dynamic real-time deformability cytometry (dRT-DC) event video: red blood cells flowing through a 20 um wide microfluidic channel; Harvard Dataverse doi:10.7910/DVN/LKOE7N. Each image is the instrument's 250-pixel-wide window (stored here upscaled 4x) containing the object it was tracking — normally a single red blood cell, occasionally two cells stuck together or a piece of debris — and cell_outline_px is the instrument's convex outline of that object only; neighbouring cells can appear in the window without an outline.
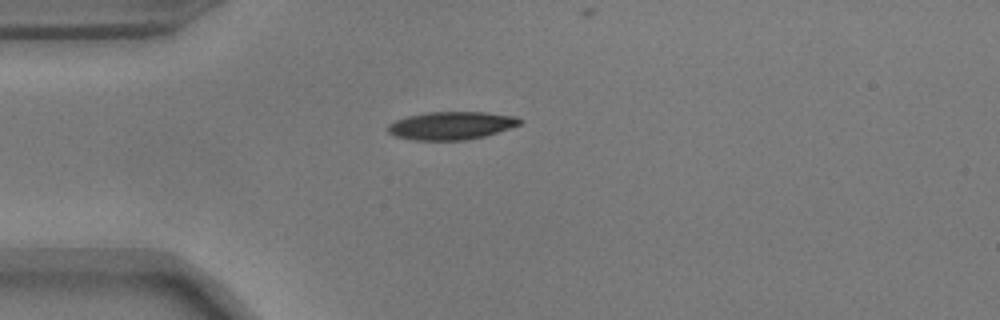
{"species": "common noctule bat (a hibernating species)", "species_latin": "Nyctalus noctula", "temperature_condition": "warm", "stored_images_in_passage": 31, "camera_frame_rate_fps": 3000, "um_per_image_px": 0.085, "animal": {"sex": "male", "body_mass_g": 17.9}, "frame": {"image": 1, "passage_image": 1, "time_ms": 0.0, "image_size_px": [1000, 320], "cell_outline_px": [[520, 124], [484, 136], [464, 140], [416, 140], [396, 136], [388, 132], [388, 124], [396, 120], [408, 116], [432, 112], [480, 112], [516, 116], [520, 120]], "centroid_in_image_um": [38.33, 10.67], "position_along_channel_um": 46.7, "area_um2": 21.04}}
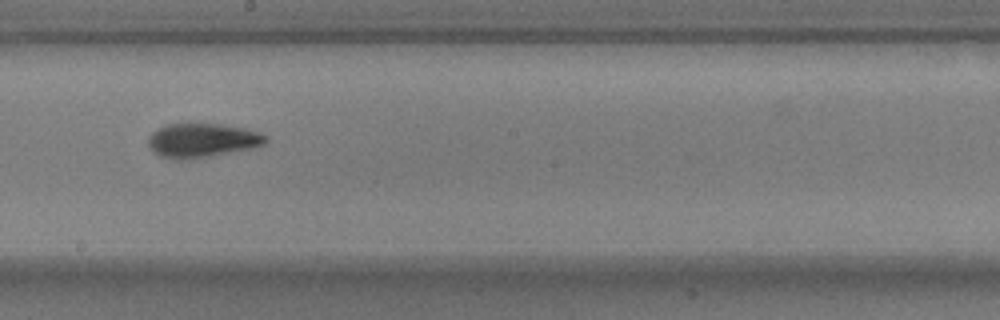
{"frame": {"image": 2, "passage_image": 17, "time_ms": 5.333, "image_size_px": [1000, 320], "cell_outline_px": [[268, 140], [264, 144], [248, 148], [200, 156], [164, 156], [156, 152], [148, 144], [148, 140], [152, 132], [168, 124], [216, 124], [244, 128], [256, 132], [264, 136]], "centroid_in_image_um": [17.19, 11.86], "position_along_channel_um": 231.0, "area_um2": 21.5}}
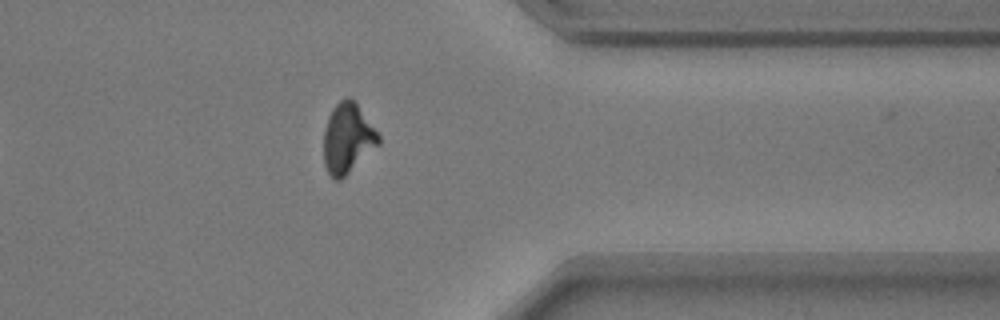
{"frame": {"image": 3, "passage_image": 30, "time_ms": 9.667, "image_size_px": [1000, 320], "cell_outline_px": [[380, 144], [340, 180], [336, 180], [328, 172], [324, 164], [324, 128], [328, 116], [332, 108], [340, 100], [348, 96], [356, 104], [380, 136]], "centroid_in_image_um": [29.53, 11.76], "position_along_channel_um": 381.9, "area_um2": 22.02}}